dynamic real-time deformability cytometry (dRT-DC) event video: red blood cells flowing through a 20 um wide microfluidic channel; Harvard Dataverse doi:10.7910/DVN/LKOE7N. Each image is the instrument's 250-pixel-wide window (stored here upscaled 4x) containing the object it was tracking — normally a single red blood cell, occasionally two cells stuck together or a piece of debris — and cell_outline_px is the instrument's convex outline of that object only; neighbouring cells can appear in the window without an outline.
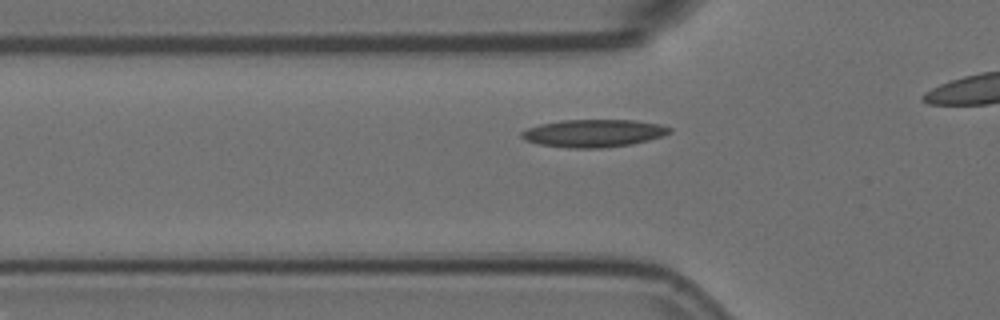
{"species": "Egyptian fruit bat (a non-hibernating species)", "species_latin": "Rousettus aegyptiacus", "temperature_condition": "room temperature", "stored_images_in_passage": 37, "camera_frame_rate_fps": 3000, "um_per_image_px": 0.085, "animal": {"sex": "female"}, "frame": {"image": 1, "passage_image": 10, "time_ms": 3.0, "image_size_px": [1000, 320], "cell_outline_px": [[672, 132], [648, 140], [632, 144], [604, 148], [568, 148], [540, 144], [524, 140], [520, 136], [520, 132], [528, 128], [540, 124], [560, 120], [636, 120], [660, 124], [672, 128]], "centroid_in_image_um": [50.45, 11.32], "position_along_channel_um": 75.4, "area_um2": 23.93}}
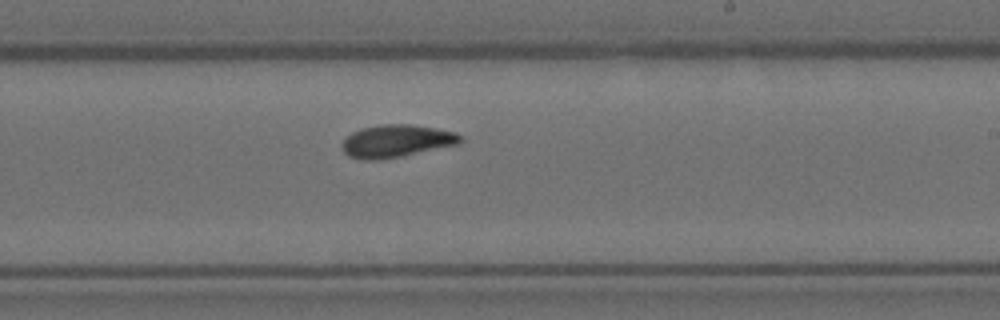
{"frame": {"image": 2, "passage_image": 25, "time_ms": 8.0, "image_size_px": [1000, 320], "cell_outline_px": [[464, 140], [460, 144], [400, 156], [376, 160], [368, 160], [348, 156], [340, 148], [340, 144], [352, 132], [360, 128], [380, 124], [412, 124], [436, 128], [456, 132], [464, 136]], "centroid_in_image_um": [33.72, 11.97], "position_along_channel_um": 255.3, "area_um2": 22.66}}
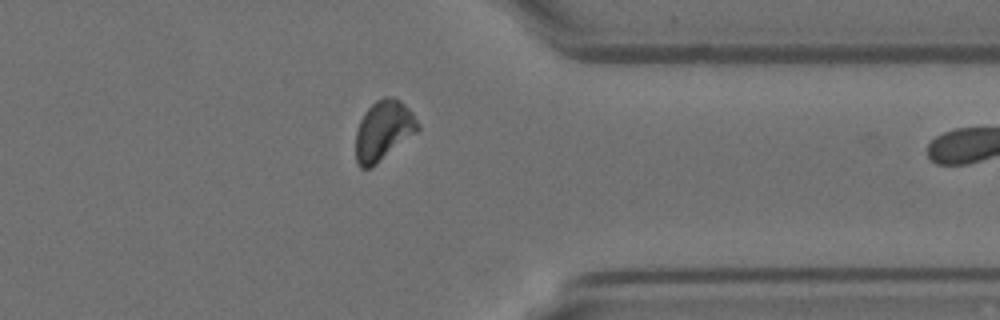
{"frame": {"image": 3, "passage_image": 36, "time_ms": 11.667, "image_size_px": [1000, 320], "cell_outline_px": [[420, 128], [416, 132], [376, 164], [368, 168], [360, 168], [356, 160], [356, 132], [360, 120], [364, 112], [376, 100], [384, 96], [388, 96], [400, 100], [412, 112], [420, 124]], "centroid_in_image_um": [32.58, 11.07], "position_along_channel_um": 378.8, "area_um2": 21.44}}